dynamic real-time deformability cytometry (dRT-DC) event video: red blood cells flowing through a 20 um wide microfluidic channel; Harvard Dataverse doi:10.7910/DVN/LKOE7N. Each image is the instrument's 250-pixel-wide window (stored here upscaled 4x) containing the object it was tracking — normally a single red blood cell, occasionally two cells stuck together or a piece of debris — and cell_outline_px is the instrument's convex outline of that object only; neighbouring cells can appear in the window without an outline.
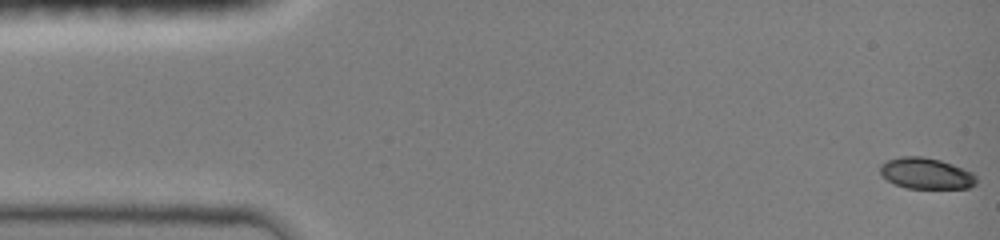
{"species": "common noctule bat (a hibernating species)", "species_latin": "Nyctalus noctula", "temperature_condition": "room temperature", "stored_images_in_passage": 5, "camera_frame_rate_fps": 3000, "um_per_image_px": 0.085, "animal": {"sex": "female", "body_mass_g": 19.0, "forearm_length_mm": 51.5}, "frame": {"image": 1, "passage_image": 1, "time_ms": 0.0, "image_size_px": [1000, 240], "cell_outline_px": [[976, 184], [968, 188], [908, 188], [896, 184], [888, 180], [880, 172], [880, 164], [888, 160], [900, 156], [920, 156], [940, 160], [952, 164], [972, 172], [976, 176]], "centroid_in_image_um": [78.73, 14.73], "position_along_channel_um": 6.3, "area_um2": 17.28}}
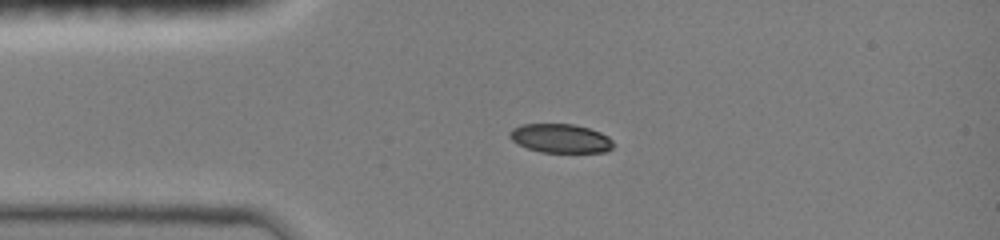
{"frame": {"image": 2, "passage_image": 4, "time_ms": 3.333, "image_size_px": [1000, 240], "cell_outline_px": [[612, 148], [604, 152], [540, 152], [528, 148], [512, 140], [508, 136], [508, 132], [512, 128], [520, 124], [572, 124], [588, 128], [600, 132], [608, 136], [612, 140]], "centroid_in_image_um": [47.61, 11.75], "position_along_channel_um": 37.4, "area_um2": 17.4}}